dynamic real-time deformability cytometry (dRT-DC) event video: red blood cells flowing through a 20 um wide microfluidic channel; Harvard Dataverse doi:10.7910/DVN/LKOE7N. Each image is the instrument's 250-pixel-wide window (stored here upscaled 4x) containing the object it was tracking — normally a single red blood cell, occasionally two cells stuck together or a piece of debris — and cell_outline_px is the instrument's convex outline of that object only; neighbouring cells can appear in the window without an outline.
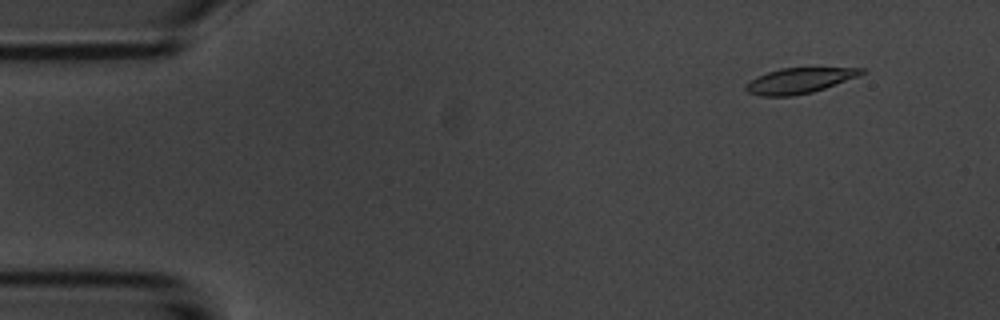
{"species": "common noctule bat (a hibernating species)", "species_latin": "Nyctalus noctula", "temperature_condition": "room temperature", "stored_images_in_passage": 15, "camera_frame_rate_fps": 3000, "um_per_image_px": 0.085, "animal": {"sex": "male", "body_mass_g": 20.1, "forearm_length_mm": 53.5}, "frame": {"image": 1, "passage_image": 5, "time_ms": 1.333, "image_size_px": [1000, 320], "cell_outline_px": [[864, 72], [856, 76], [824, 88], [812, 92], [792, 96], [760, 96], [748, 92], [744, 88], [744, 84], [756, 76], [780, 68], [864, 68]], "centroid_in_image_um": [67.84, 6.86], "position_along_channel_um": 17.2, "area_um2": 16.88}}
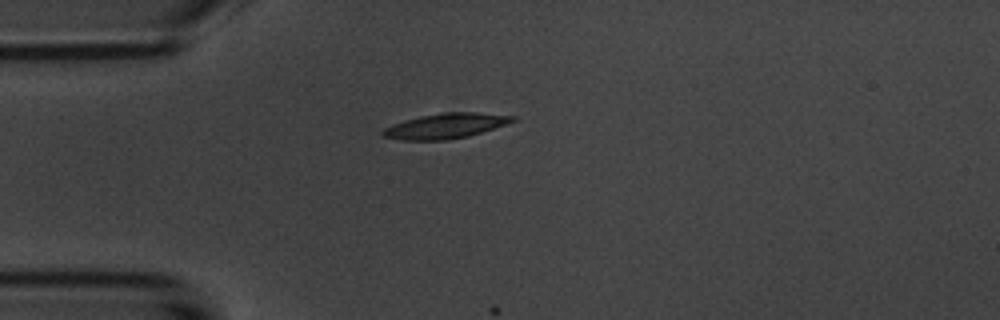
{"frame": {"image": 2, "passage_image": 14, "time_ms": 4.333, "image_size_px": [1000, 320], "cell_outline_px": [[516, 120], [468, 136], [448, 140], [404, 140], [380, 136], [380, 132], [384, 128], [392, 124], [404, 120], [420, 116], [444, 112], [476, 112], [516, 116]], "centroid_in_image_um": [37.81, 10.7], "position_along_channel_um": 47.2, "area_um2": 18.9}}